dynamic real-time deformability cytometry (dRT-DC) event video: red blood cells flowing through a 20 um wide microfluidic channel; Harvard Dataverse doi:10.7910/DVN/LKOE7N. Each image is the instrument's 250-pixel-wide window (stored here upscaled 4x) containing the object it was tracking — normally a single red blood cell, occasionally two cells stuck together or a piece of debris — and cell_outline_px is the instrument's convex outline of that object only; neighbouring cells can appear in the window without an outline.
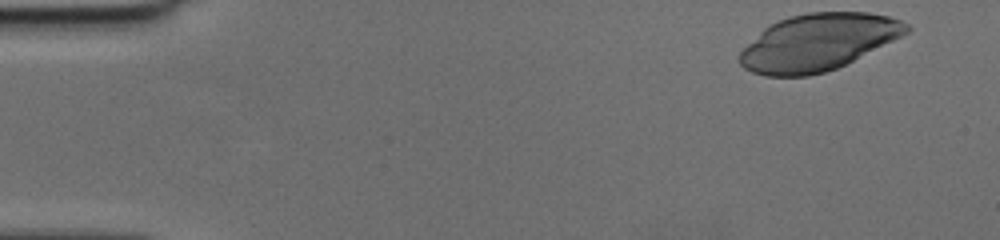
{"species": "human", "species_latin": "Homo sapiens", "temperature_condition": "cold", "stored_images_in_passage": 46, "camera_frame_rate_fps": 3000, "um_per_image_px": 0.085, "donor": {"sex": "female"}, "frame": {"image": 1, "passage_image": 1, "time_ms": 0.0, "image_size_px": [1000, 240], "cell_outline_px": [[912, 28], [908, 32], [836, 68], [824, 72], [808, 76], [764, 76], [752, 72], [744, 68], [740, 64], [740, 52], [768, 24], [776, 20], [788, 16], [808, 12], [868, 12], [888, 16], [900, 20], [908, 24]], "centroid_in_image_um": [69.5, 3.58], "position_along_channel_um": 15.5, "area_um2": 54.68}}